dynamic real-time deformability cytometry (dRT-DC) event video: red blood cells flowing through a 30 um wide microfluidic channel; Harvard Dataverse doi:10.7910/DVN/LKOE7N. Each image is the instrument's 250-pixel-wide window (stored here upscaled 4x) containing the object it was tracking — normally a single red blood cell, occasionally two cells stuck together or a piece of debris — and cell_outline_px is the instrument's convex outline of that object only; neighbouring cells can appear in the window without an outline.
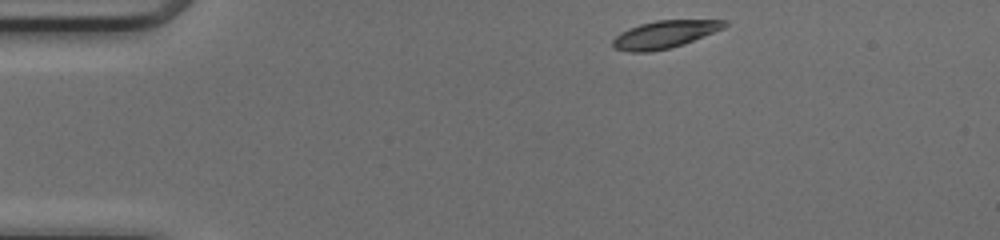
{"species": "common noctule bat (a hibernating species)", "species_latin": "Nyctalus noctula", "temperature_condition": "cold", "stored_images_in_passage": 42, "camera_frame_rate_fps": 3000, "um_per_image_px": 0.085, "animal": {"sex": "female", "body_mass_g": 17.0, "forearm_length_mm": 48.0}, "frame": {"image": 1, "passage_image": 1, "time_ms": 0.0, "image_size_px": [1000, 240], "cell_outline_px": [[728, 24], [724, 28], [684, 44], [668, 48], [648, 52], [628, 52], [616, 48], [612, 44], [612, 40], [620, 32], [628, 28], [640, 24], [656, 20], [728, 20]], "centroid_in_image_um": [56.49, 2.92], "position_along_channel_um": 28.5, "area_um2": 17.86}}
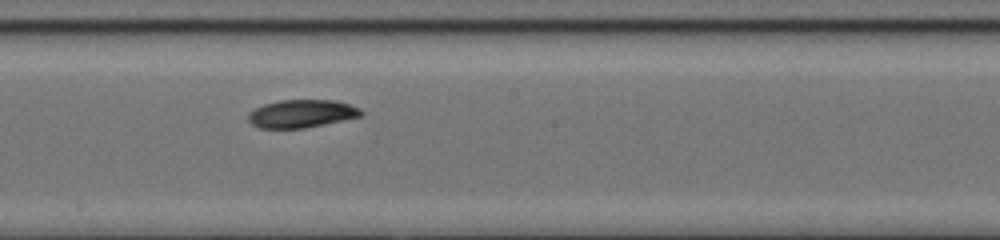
{"frame": {"image": 2, "passage_image": 20, "time_ms": 6.333, "image_size_px": [1000, 240], "cell_outline_px": [[364, 116], [304, 128], [260, 128], [252, 124], [248, 120], [248, 112], [264, 104], [280, 100], [336, 100], [360, 108], [364, 112]], "centroid_in_image_um": [25.66, 9.66], "position_along_channel_um": 222.5, "area_um2": 18.44}}
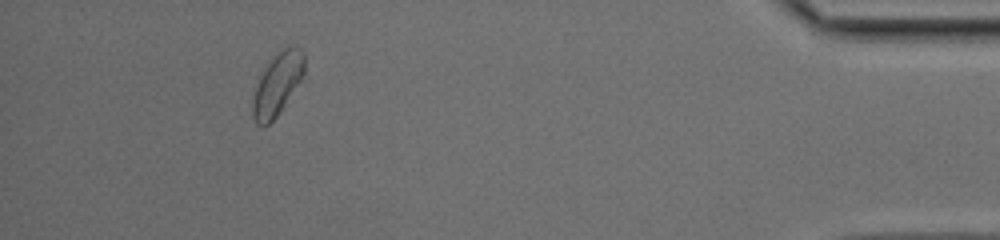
{"frame": {"image": 3, "passage_image": 38, "time_ms": 12.333, "image_size_px": [1000, 240], "cell_outline_px": [[304, 72], [300, 80], [280, 112], [264, 128], [256, 124], [252, 116], [252, 100], [264, 64], [268, 60], [288, 44], [292, 44], [300, 48], [304, 52]], "centroid_in_image_um": [23.56, 7.12], "position_along_channel_um": 411.6, "area_um2": 18.9}, "authors_computed_cell_mechanics": {"area_um2": 18.7272, "velocity_mm_per_s": 4.148, "shape_relaxation_time_tau1_ms": 3.5074, "shape_relaxation_time_tau2_ms": null, "deformation_change_tau1": 0.105, "deformation_change_tau2": null}}